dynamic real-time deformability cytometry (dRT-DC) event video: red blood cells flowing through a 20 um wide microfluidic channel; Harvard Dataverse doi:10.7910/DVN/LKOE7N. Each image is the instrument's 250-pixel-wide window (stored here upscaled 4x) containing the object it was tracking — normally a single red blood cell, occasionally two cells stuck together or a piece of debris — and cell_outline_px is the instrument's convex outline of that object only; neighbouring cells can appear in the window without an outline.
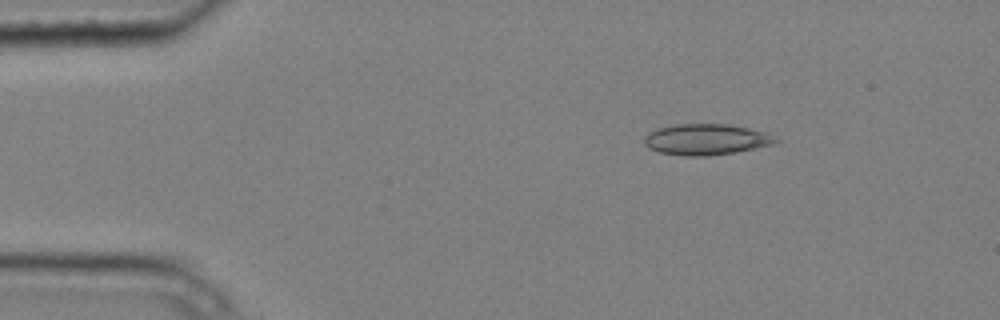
{"species": "common noctule bat (a hibernating species)", "species_latin": "Nyctalus noctula", "temperature_condition": "cold", "stored_images_in_passage": 5, "camera_frame_rate_fps": 3000, "um_per_image_px": 0.085, "animal": {"sex": "male", "body_mass_g": 20.4}, "frame": {"image": 1, "passage_image": 3, "time_ms": 0.667, "image_size_px": [1000, 320], "cell_outline_px": [[780, 140], [772, 144], [736, 152], [708, 156], [684, 156], [660, 152], [648, 148], [644, 144], [644, 136], [648, 132], [672, 124], [728, 124], [768, 132], [776, 136]], "centroid_in_image_um": [60.02, 11.85], "position_along_channel_um": 25.0, "area_um2": 23.87}}